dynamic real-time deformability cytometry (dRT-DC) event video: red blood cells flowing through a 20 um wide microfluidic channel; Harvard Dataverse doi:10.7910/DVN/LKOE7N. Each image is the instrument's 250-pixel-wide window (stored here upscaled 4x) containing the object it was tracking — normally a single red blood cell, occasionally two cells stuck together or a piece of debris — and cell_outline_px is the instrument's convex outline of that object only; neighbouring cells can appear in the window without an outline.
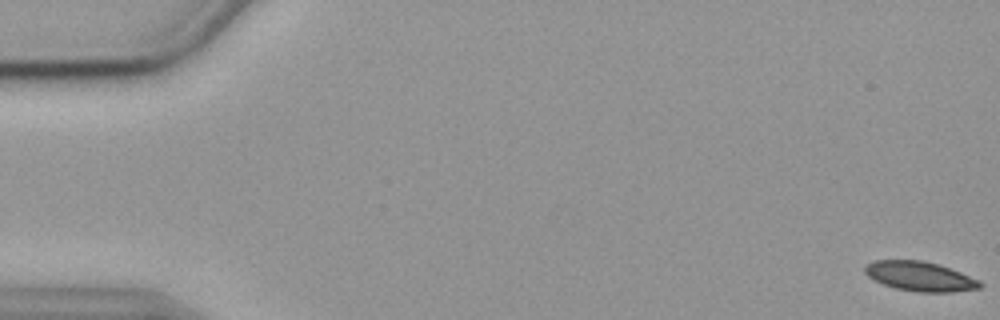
{"species": "common noctule bat (a hibernating species)", "species_latin": "Nyctalus noctula", "temperature_condition": "cold", "stored_images_in_passage": 57, "camera_frame_rate_fps": 3000, "um_per_image_px": 0.085, "animal": {"sex": "female", "body_mass_g": 19.9}, "frame": {"image": 1, "passage_image": 1, "time_ms": 0.0, "image_size_px": [1000, 320], "cell_outline_px": [[984, 284], [980, 288], [952, 292], [920, 292], [896, 288], [884, 284], [868, 276], [864, 272], [864, 264], [872, 260], [924, 260], [940, 264], [980, 280]], "centroid_in_image_um": [78.2, 23.47], "position_along_channel_um": 6.8, "area_um2": 19.94}}
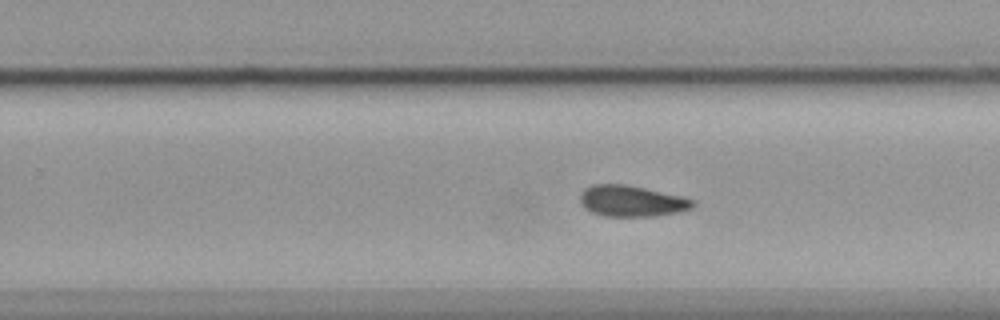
{"frame": {"image": 2, "passage_image": 36, "time_ms": 11.667, "image_size_px": [1000, 320], "cell_outline_px": [[696, 204], [692, 208], [680, 212], [652, 216], [604, 216], [592, 212], [584, 208], [580, 200], [580, 192], [584, 188], [592, 184], [624, 184], [644, 188], [680, 196], [692, 200]], "centroid_in_image_um": [53.65, 17.09], "position_along_channel_um": 276.1, "area_um2": 20.35}}
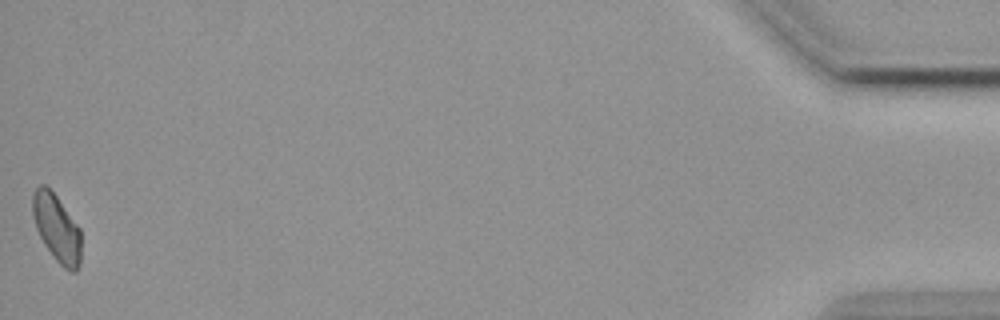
{"frame": {"image": 3, "passage_image": 57, "time_ms": 18.667, "image_size_px": [1000, 320], "cell_outline_px": [[80, 264], [76, 272], [72, 272], [64, 268], [52, 256], [44, 244], [36, 228], [32, 216], [32, 192], [40, 184], [44, 184], [56, 196], [80, 228]], "centroid_in_image_um": [4.8, 19.39], "position_along_channel_um": 430.4, "area_um2": 19.02}}